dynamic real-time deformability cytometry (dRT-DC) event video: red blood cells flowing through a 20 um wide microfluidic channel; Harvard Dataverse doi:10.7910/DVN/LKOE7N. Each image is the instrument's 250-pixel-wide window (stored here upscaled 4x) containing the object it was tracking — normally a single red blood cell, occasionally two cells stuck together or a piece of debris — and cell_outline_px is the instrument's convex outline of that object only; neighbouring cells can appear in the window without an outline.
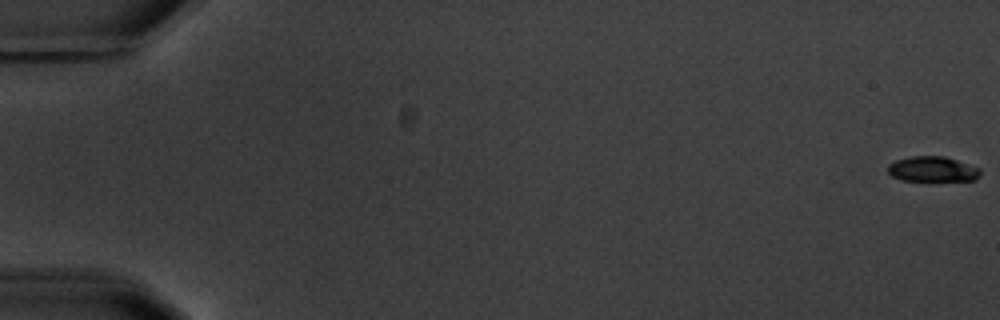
{"species": "common noctule bat (a hibernating species)", "species_latin": "Nyctalus noctula", "temperature_condition": "warm", "stored_images_in_passage": 6, "camera_frame_rate_fps": 3000, "um_per_image_px": 0.085, "animal": {"sex": "male", "body_mass_g": 20.1, "forearm_length_mm": 53.5}, "frame": {"image": 1, "passage_image": 1, "time_ms": 0.0, "image_size_px": [1000, 320], "cell_outline_px": [[980, 176], [976, 180], [900, 180], [892, 176], [888, 172], [888, 164], [896, 160], [912, 156], [944, 156], [980, 168]], "centroid_in_image_um": [79.26, 14.37], "position_along_channel_um": 5.7, "area_um2": 13.47}}
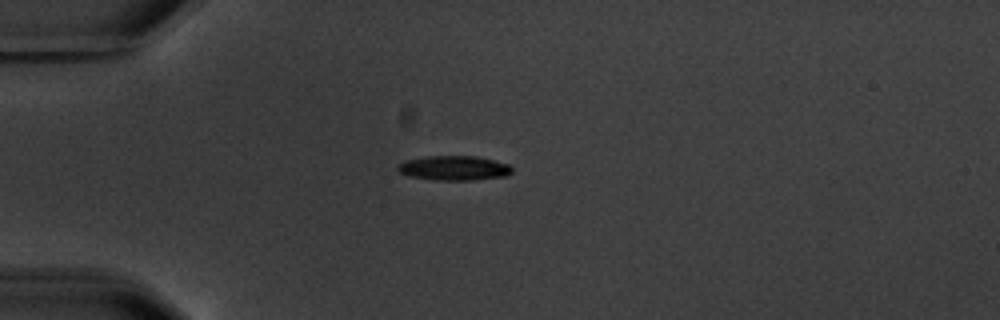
{"frame": {"image": 2, "passage_image": 5, "time_ms": 5.333, "image_size_px": [1000, 320], "cell_outline_px": [[512, 172], [508, 176], [472, 180], [436, 180], [412, 176], [400, 172], [396, 168], [400, 164], [408, 160], [428, 156], [476, 156], [508, 164], [512, 168]], "centroid_in_image_um": [38.65, 14.29], "position_along_channel_um": 46.4, "area_um2": 16.13}}